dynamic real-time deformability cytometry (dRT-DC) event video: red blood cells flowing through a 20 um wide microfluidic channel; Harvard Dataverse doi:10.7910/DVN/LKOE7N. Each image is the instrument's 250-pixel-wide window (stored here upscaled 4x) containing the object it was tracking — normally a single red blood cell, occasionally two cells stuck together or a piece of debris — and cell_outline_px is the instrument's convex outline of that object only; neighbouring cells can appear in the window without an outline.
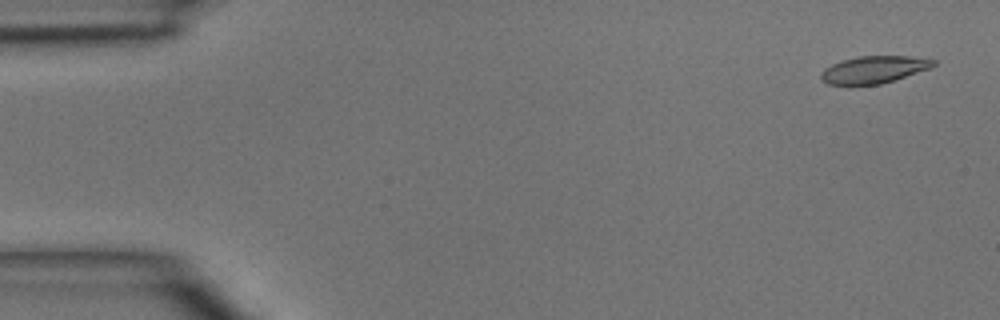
{"species": "common noctule bat (a hibernating species)", "species_latin": "Nyctalus noctula", "temperature_condition": "room temperature", "stored_images_in_passage": 6, "camera_frame_rate_fps": 3000, "um_per_image_px": 0.085, "animal": {"sex": "male", "body_mass_g": 15.6}, "frame": {"image": 1, "passage_image": 2, "time_ms": 0.333, "image_size_px": [1000, 320], "cell_outline_px": [[936, 64], [928, 68], [880, 84], [828, 84], [820, 80], [820, 76], [824, 68], [832, 64], [844, 60], [860, 56], [908, 56], [936, 60]], "centroid_in_image_um": [74.23, 5.91], "position_along_channel_um": 10.8, "area_um2": 17.34}}